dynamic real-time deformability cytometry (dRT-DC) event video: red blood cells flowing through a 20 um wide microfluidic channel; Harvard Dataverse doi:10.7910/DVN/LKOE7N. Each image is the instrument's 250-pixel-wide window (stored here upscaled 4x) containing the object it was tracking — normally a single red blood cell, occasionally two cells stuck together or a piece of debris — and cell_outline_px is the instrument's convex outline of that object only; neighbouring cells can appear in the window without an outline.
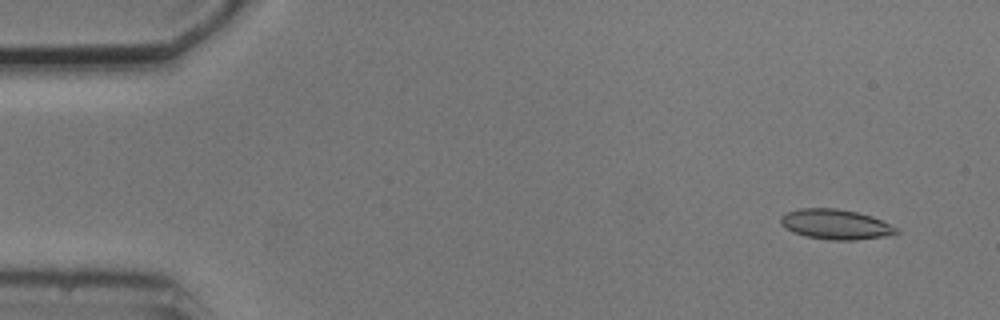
{"species": "common noctule bat (a hibernating species)", "species_latin": "Nyctalus noctula", "temperature_condition": "cold", "stored_images_in_passage": 5, "camera_frame_rate_fps": 3000, "um_per_image_px": 0.085, "animal": {"sex": "male", "body_mass_g": 20.5, "forearm_length_mm": 52.5}, "frame": {"image": 1, "passage_image": 1, "time_ms": 0.0, "image_size_px": [1000, 320], "cell_outline_px": [[900, 232], [896, 236], [856, 240], [828, 240], [804, 236], [792, 232], [780, 224], [780, 216], [788, 212], [800, 208], [836, 208], [856, 212], [872, 216], [900, 228]], "centroid_in_image_um": [71.1, 19.09], "position_along_channel_um": 13.9, "area_um2": 20.75}}
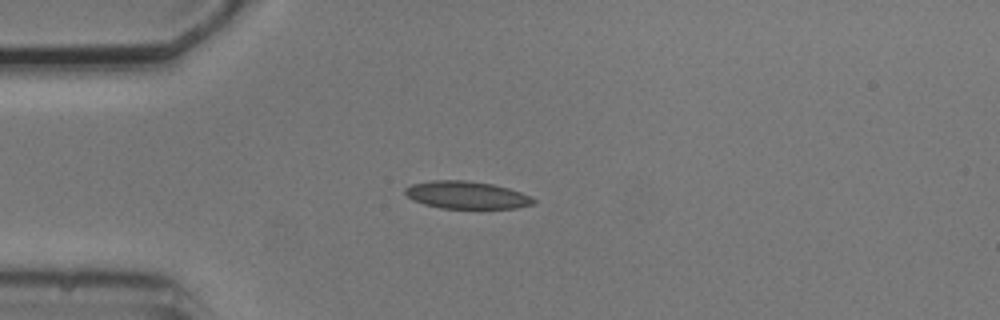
{"frame": {"image": 2, "passage_image": 4, "time_ms": 3.333, "image_size_px": [1000, 320], "cell_outline_px": [[536, 204], [516, 208], [440, 208], [424, 204], [412, 200], [404, 192], [404, 188], [412, 184], [432, 180], [464, 180], [492, 184], [508, 188], [532, 196], [536, 200]], "centroid_in_image_um": [39.67, 16.58], "position_along_channel_um": 45.3, "area_um2": 20.63}}